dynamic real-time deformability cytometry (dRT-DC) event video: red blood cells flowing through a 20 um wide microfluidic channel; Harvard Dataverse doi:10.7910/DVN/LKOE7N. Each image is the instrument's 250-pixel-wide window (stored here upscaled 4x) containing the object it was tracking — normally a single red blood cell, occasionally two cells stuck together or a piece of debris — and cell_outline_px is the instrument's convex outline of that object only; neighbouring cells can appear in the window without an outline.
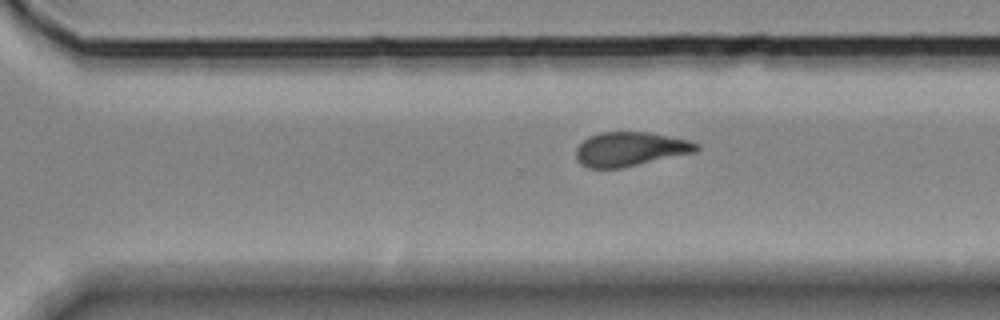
{"species": "Egyptian fruit bat (a non-hibernating species)", "species_latin": "Rousettus aegyptiacus", "temperature_condition": "room temperature", "stored_images_in_passage": 12, "segment_of_instrument_passage": [2, 2], "camera_frame_rate_fps": 3000, "um_per_image_px": 0.085, "animal": {"sex": "female"}, "frame": {"image": 1, "passage_image": 12, "time_ms": 13.667, "image_size_px": [1000, 320], "cell_outline_px": [[700, 148], [696, 152], [620, 168], [588, 168], [580, 164], [576, 160], [576, 148], [588, 136], [600, 132], [648, 132], [688, 140], [700, 144]], "centroid_in_image_um": [53.55, 12.67], "position_along_channel_um": 317.0, "area_um2": 23.99}}